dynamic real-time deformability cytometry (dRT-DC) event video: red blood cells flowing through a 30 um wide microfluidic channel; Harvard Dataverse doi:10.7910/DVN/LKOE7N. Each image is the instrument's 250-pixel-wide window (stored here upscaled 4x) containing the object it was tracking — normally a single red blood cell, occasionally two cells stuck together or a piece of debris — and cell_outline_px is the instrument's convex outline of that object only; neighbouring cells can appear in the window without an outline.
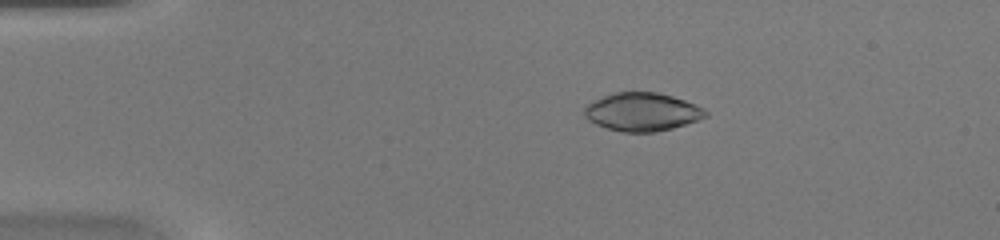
{"species": "common noctule bat (a hibernating species)", "species_latin": "Nyctalus noctula", "temperature_condition": "warm", "stored_images_in_passage": 32, "camera_frame_rate_fps": 3000, "um_per_image_px": 0.085, "animal": {"sex": "female", "body_mass_g": 20.0, "forearm_length_mm": 54.0}, "frame": {"image": 1, "passage_image": 10, "time_ms": 3.0, "image_size_px": [1000, 240], "cell_outline_px": [[708, 116], [672, 128], [656, 132], [624, 132], [608, 128], [596, 124], [588, 120], [584, 116], [584, 108], [592, 100], [612, 92], [656, 92], [672, 96], [696, 104], [704, 108], [708, 112]], "centroid_in_image_um": [54.57, 9.5], "position_along_channel_um": 30.4, "area_um2": 27.05}}
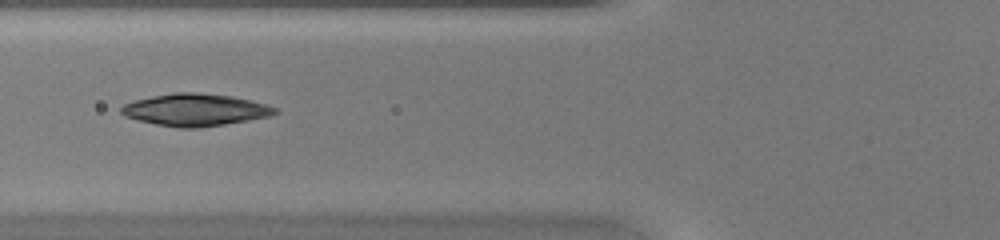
{"frame": {"image": 2, "passage_image": 20, "time_ms": 6.333, "image_size_px": [1000, 240], "cell_outline_px": [[280, 112], [268, 116], [248, 120], [200, 128], [180, 128], [156, 124], [124, 116], [120, 112], [120, 108], [124, 104], [136, 100], [152, 96], [176, 92], [200, 92], [232, 96], [252, 100], [276, 108]], "centroid_in_image_um": [16.59, 9.33], "position_along_channel_um": 109.2, "area_um2": 28.73}}
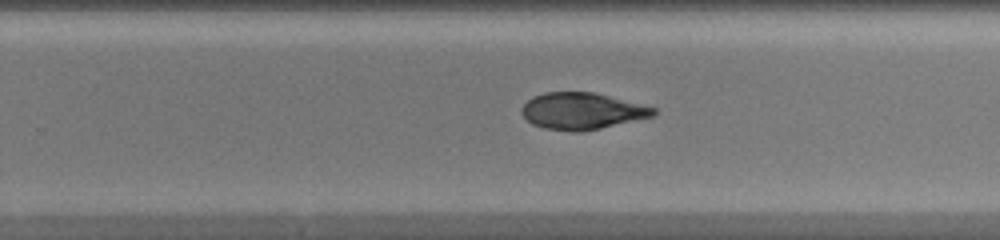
{"frame": {"image": 3, "passage_image": 32, "time_ms": 10.333, "image_size_px": [1000, 240], "cell_outline_px": [[656, 116], [600, 128], [580, 132], [572, 132], [544, 128], [532, 124], [520, 112], [520, 108], [532, 96], [544, 92], [592, 92], [656, 108]], "centroid_in_image_um": [49.44, 9.44], "position_along_channel_um": 280.4, "area_um2": 28.09}}